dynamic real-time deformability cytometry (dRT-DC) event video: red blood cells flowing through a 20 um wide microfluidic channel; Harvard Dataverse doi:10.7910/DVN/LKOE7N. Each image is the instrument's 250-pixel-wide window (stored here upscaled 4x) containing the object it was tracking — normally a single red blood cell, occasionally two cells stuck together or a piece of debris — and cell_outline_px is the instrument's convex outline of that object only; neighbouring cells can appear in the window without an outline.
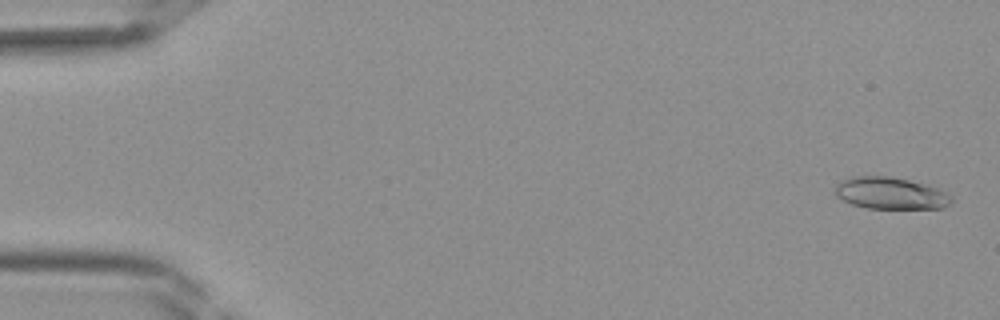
{"species": "Egyptian fruit bat (a non-hibernating species)", "species_latin": "Rousettus aegyptiacus", "temperature_condition": "room temperature", "stored_images_in_passage": 11, "camera_frame_rate_fps": 3000, "um_per_image_px": 0.085, "frame": {"image": 1, "passage_image": 2, "time_ms": 0.333, "image_size_px": [1000, 320], "cell_outline_px": [[952, 200], [944, 208], [868, 208], [852, 204], [836, 196], [832, 188], [840, 180], [852, 176], [892, 176], [924, 184], [936, 188], [952, 196]], "centroid_in_image_um": [75.63, 16.41], "position_along_channel_um": 9.4, "area_um2": 21.62}}